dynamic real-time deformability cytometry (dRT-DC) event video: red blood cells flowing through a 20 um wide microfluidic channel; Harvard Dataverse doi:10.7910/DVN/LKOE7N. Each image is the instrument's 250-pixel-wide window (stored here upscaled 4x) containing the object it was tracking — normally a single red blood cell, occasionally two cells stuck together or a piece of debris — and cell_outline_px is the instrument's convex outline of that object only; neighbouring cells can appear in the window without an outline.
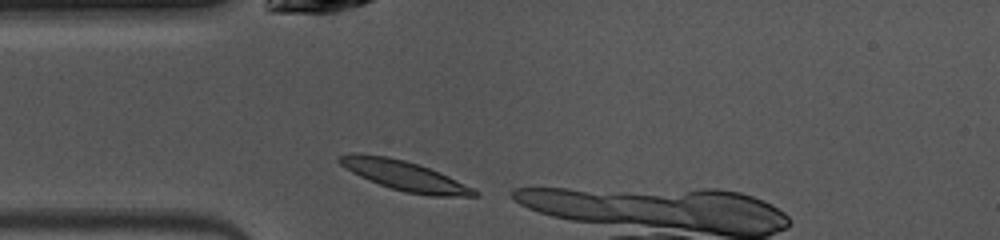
{"species": "common noctule bat (a hibernating species)", "species_latin": "Nyctalus noctula", "temperature_condition": "warm", "stored_images_in_passage": 4, "camera_frame_rate_fps": 3000, "um_per_image_px": 0.085, "animal": {"sex": "female", "body_mass_g": 10.0, "forearm_length_mm": 53.1}, "frame": {"image": 1, "passage_image": 1, "time_ms": 0.0, "image_size_px": [1000, 240], "cell_outline_px": [[480, 196], [428, 196], [408, 192], [392, 188], [368, 180], [352, 172], [340, 164], [336, 160], [336, 156], [352, 152], [356, 152], [384, 156], [404, 160], [420, 164], [440, 172], [480, 192]], "centroid_in_image_um": [34.35, 14.91], "position_along_channel_um": 50.6, "area_um2": 23.35}}